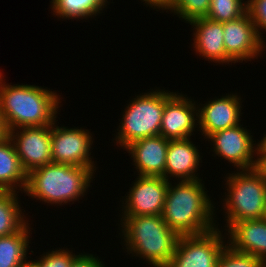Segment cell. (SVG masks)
Segmentation results:
<instances>
[{"instance_id": "1", "label": "cell", "mask_w": 266, "mask_h": 267, "mask_svg": "<svg viewBox=\"0 0 266 267\" xmlns=\"http://www.w3.org/2000/svg\"><path fill=\"white\" fill-rule=\"evenodd\" d=\"M202 181L169 182L162 218L178 236L204 234L218 227L216 205Z\"/></svg>"}, {"instance_id": "2", "label": "cell", "mask_w": 266, "mask_h": 267, "mask_svg": "<svg viewBox=\"0 0 266 267\" xmlns=\"http://www.w3.org/2000/svg\"><path fill=\"white\" fill-rule=\"evenodd\" d=\"M0 78V112L8 131L20 127L49 126L58 115L61 95L48 87L8 84Z\"/></svg>"}, {"instance_id": "3", "label": "cell", "mask_w": 266, "mask_h": 267, "mask_svg": "<svg viewBox=\"0 0 266 267\" xmlns=\"http://www.w3.org/2000/svg\"><path fill=\"white\" fill-rule=\"evenodd\" d=\"M123 250L151 267H166L172 259L179 236L162 215L120 216ZM134 255V256H133Z\"/></svg>"}, {"instance_id": "4", "label": "cell", "mask_w": 266, "mask_h": 267, "mask_svg": "<svg viewBox=\"0 0 266 267\" xmlns=\"http://www.w3.org/2000/svg\"><path fill=\"white\" fill-rule=\"evenodd\" d=\"M95 173L84 166L51 162L27 174L25 195L56 207L85 197ZM68 203V204H67Z\"/></svg>"}, {"instance_id": "5", "label": "cell", "mask_w": 266, "mask_h": 267, "mask_svg": "<svg viewBox=\"0 0 266 267\" xmlns=\"http://www.w3.org/2000/svg\"><path fill=\"white\" fill-rule=\"evenodd\" d=\"M173 93L155 88L147 93L135 95L122 111L115 138L111 139L115 140L113 143L124 150L137 140L160 135L165 101Z\"/></svg>"}, {"instance_id": "6", "label": "cell", "mask_w": 266, "mask_h": 267, "mask_svg": "<svg viewBox=\"0 0 266 267\" xmlns=\"http://www.w3.org/2000/svg\"><path fill=\"white\" fill-rule=\"evenodd\" d=\"M225 173L227 190L222 198L225 229L234 222L262 219L266 203V179L254 168Z\"/></svg>"}, {"instance_id": "7", "label": "cell", "mask_w": 266, "mask_h": 267, "mask_svg": "<svg viewBox=\"0 0 266 267\" xmlns=\"http://www.w3.org/2000/svg\"><path fill=\"white\" fill-rule=\"evenodd\" d=\"M216 227L199 235L179 236L175 252L166 267H216L227 236Z\"/></svg>"}, {"instance_id": "8", "label": "cell", "mask_w": 266, "mask_h": 267, "mask_svg": "<svg viewBox=\"0 0 266 267\" xmlns=\"http://www.w3.org/2000/svg\"><path fill=\"white\" fill-rule=\"evenodd\" d=\"M56 120L52 124L51 154L52 162L90 168L94 173L97 165L90 155L93 148L92 132L82 127L58 126ZM57 124V125H56ZM93 139V140H92Z\"/></svg>"}, {"instance_id": "9", "label": "cell", "mask_w": 266, "mask_h": 267, "mask_svg": "<svg viewBox=\"0 0 266 267\" xmlns=\"http://www.w3.org/2000/svg\"><path fill=\"white\" fill-rule=\"evenodd\" d=\"M250 132L240 123L212 133L207 140L208 143L211 141V151L218 158L222 157L221 160L225 159L237 168L236 170H250L256 168L258 150V143Z\"/></svg>"}, {"instance_id": "10", "label": "cell", "mask_w": 266, "mask_h": 267, "mask_svg": "<svg viewBox=\"0 0 266 267\" xmlns=\"http://www.w3.org/2000/svg\"><path fill=\"white\" fill-rule=\"evenodd\" d=\"M122 201L121 216L162 215L170 181L162 176H136Z\"/></svg>"}, {"instance_id": "11", "label": "cell", "mask_w": 266, "mask_h": 267, "mask_svg": "<svg viewBox=\"0 0 266 267\" xmlns=\"http://www.w3.org/2000/svg\"><path fill=\"white\" fill-rule=\"evenodd\" d=\"M52 125L20 127L8 131L23 169L27 174L52 162Z\"/></svg>"}, {"instance_id": "12", "label": "cell", "mask_w": 266, "mask_h": 267, "mask_svg": "<svg viewBox=\"0 0 266 267\" xmlns=\"http://www.w3.org/2000/svg\"><path fill=\"white\" fill-rule=\"evenodd\" d=\"M223 29L226 54L235 63L258 59L266 48L248 12L235 20L223 22Z\"/></svg>"}, {"instance_id": "13", "label": "cell", "mask_w": 266, "mask_h": 267, "mask_svg": "<svg viewBox=\"0 0 266 267\" xmlns=\"http://www.w3.org/2000/svg\"><path fill=\"white\" fill-rule=\"evenodd\" d=\"M174 92L166 101L160 135L169 140L191 138L198 128L197 101Z\"/></svg>"}, {"instance_id": "14", "label": "cell", "mask_w": 266, "mask_h": 267, "mask_svg": "<svg viewBox=\"0 0 266 267\" xmlns=\"http://www.w3.org/2000/svg\"><path fill=\"white\" fill-rule=\"evenodd\" d=\"M242 99L237 93L215 97L205 104L197 103L198 130L207 139L212 133L234 127L241 122Z\"/></svg>"}, {"instance_id": "15", "label": "cell", "mask_w": 266, "mask_h": 267, "mask_svg": "<svg viewBox=\"0 0 266 267\" xmlns=\"http://www.w3.org/2000/svg\"><path fill=\"white\" fill-rule=\"evenodd\" d=\"M188 24L192 26L191 28L194 27L192 46L197 56L205 58L206 61L214 62L216 65L235 64L226 54L223 23L202 17L194 19Z\"/></svg>"}, {"instance_id": "16", "label": "cell", "mask_w": 266, "mask_h": 267, "mask_svg": "<svg viewBox=\"0 0 266 267\" xmlns=\"http://www.w3.org/2000/svg\"><path fill=\"white\" fill-rule=\"evenodd\" d=\"M169 139L161 135L147 137L129 144L124 150L129 153L139 176H162L165 178Z\"/></svg>"}, {"instance_id": "17", "label": "cell", "mask_w": 266, "mask_h": 267, "mask_svg": "<svg viewBox=\"0 0 266 267\" xmlns=\"http://www.w3.org/2000/svg\"><path fill=\"white\" fill-rule=\"evenodd\" d=\"M197 147L191 138L169 140L165 165L167 181L173 178L177 181L201 179L198 168L202 166L200 163H202L203 156Z\"/></svg>"}, {"instance_id": "18", "label": "cell", "mask_w": 266, "mask_h": 267, "mask_svg": "<svg viewBox=\"0 0 266 267\" xmlns=\"http://www.w3.org/2000/svg\"><path fill=\"white\" fill-rule=\"evenodd\" d=\"M225 234L228 236L227 244L232 248L254 255L266 264V220L252 219L234 222Z\"/></svg>"}, {"instance_id": "19", "label": "cell", "mask_w": 266, "mask_h": 267, "mask_svg": "<svg viewBox=\"0 0 266 267\" xmlns=\"http://www.w3.org/2000/svg\"><path fill=\"white\" fill-rule=\"evenodd\" d=\"M26 184L27 172L21 165L11 138L6 136L0 140V190L24 193Z\"/></svg>"}, {"instance_id": "20", "label": "cell", "mask_w": 266, "mask_h": 267, "mask_svg": "<svg viewBox=\"0 0 266 267\" xmlns=\"http://www.w3.org/2000/svg\"><path fill=\"white\" fill-rule=\"evenodd\" d=\"M17 193L0 190V237L20 232L30 222L26 220Z\"/></svg>"}, {"instance_id": "21", "label": "cell", "mask_w": 266, "mask_h": 267, "mask_svg": "<svg viewBox=\"0 0 266 267\" xmlns=\"http://www.w3.org/2000/svg\"><path fill=\"white\" fill-rule=\"evenodd\" d=\"M28 224L22 231L0 237V267H19L28 259L33 229ZM31 227V228H30Z\"/></svg>"}, {"instance_id": "22", "label": "cell", "mask_w": 266, "mask_h": 267, "mask_svg": "<svg viewBox=\"0 0 266 267\" xmlns=\"http://www.w3.org/2000/svg\"><path fill=\"white\" fill-rule=\"evenodd\" d=\"M110 1V0H109ZM108 0H51L52 15L58 19H89L101 15L109 5ZM107 3V4H106Z\"/></svg>"}, {"instance_id": "23", "label": "cell", "mask_w": 266, "mask_h": 267, "mask_svg": "<svg viewBox=\"0 0 266 267\" xmlns=\"http://www.w3.org/2000/svg\"><path fill=\"white\" fill-rule=\"evenodd\" d=\"M247 12L245 0H210L206 18L217 22H228L243 16Z\"/></svg>"}, {"instance_id": "24", "label": "cell", "mask_w": 266, "mask_h": 267, "mask_svg": "<svg viewBox=\"0 0 266 267\" xmlns=\"http://www.w3.org/2000/svg\"><path fill=\"white\" fill-rule=\"evenodd\" d=\"M210 8V0H172L170 13L177 15L180 20L186 23L190 21L206 17Z\"/></svg>"}, {"instance_id": "25", "label": "cell", "mask_w": 266, "mask_h": 267, "mask_svg": "<svg viewBox=\"0 0 266 267\" xmlns=\"http://www.w3.org/2000/svg\"><path fill=\"white\" fill-rule=\"evenodd\" d=\"M216 267H266V264L260 258L237 251L226 244L218 258Z\"/></svg>"}, {"instance_id": "26", "label": "cell", "mask_w": 266, "mask_h": 267, "mask_svg": "<svg viewBox=\"0 0 266 267\" xmlns=\"http://www.w3.org/2000/svg\"><path fill=\"white\" fill-rule=\"evenodd\" d=\"M55 250V251H54ZM37 260H31L35 267H70L78 256L68 248H56L50 252H44ZM39 259V260H38Z\"/></svg>"}, {"instance_id": "27", "label": "cell", "mask_w": 266, "mask_h": 267, "mask_svg": "<svg viewBox=\"0 0 266 267\" xmlns=\"http://www.w3.org/2000/svg\"><path fill=\"white\" fill-rule=\"evenodd\" d=\"M247 12L256 27L260 39L265 44V38L262 37V34L266 32V0H249L247 2Z\"/></svg>"}, {"instance_id": "28", "label": "cell", "mask_w": 266, "mask_h": 267, "mask_svg": "<svg viewBox=\"0 0 266 267\" xmlns=\"http://www.w3.org/2000/svg\"><path fill=\"white\" fill-rule=\"evenodd\" d=\"M70 267H105L100 258L93 253H80L72 262Z\"/></svg>"}, {"instance_id": "29", "label": "cell", "mask_w": 266, "mask_h": 267, "mask_svg": "<svg viewBox=\"0 0 266 267\" xmlns=\"http://www.w3.org/2000/svg\"><path fill=\"white\" fill-rule=\"evenodd\" d=\"M142 2H145L144 4L146 6H149L153 9H156V11L163 10L169 12L168 10L172 6V0H141ZM158 9V10H157Z\"/></svg>"}, {"instance_id": "30", "label": "cell", "mask_w": 266, "mask_h": 267, "mask_svg": "<svg viewBox=\"0 0 266 267\" xmlns=\"http://www.w3.org/2000/svg\"><path fill=\"white\" fill-rule=\"evenodd\" d=\"M255 169L266 179V154H257Z\"/></svg>"}, {"instance_id": "31", "label": "cell", "mask_w": 266, "mask_h": 267, "mask_svg": "<svg viewBox=\"0 0 266 267\" xmlns=\"http://www.w3.org/2000/svg\"><path fill=\"white\" fill-rule=\"evenodd\" d=\"M6 136H8V130L4 123L3 116L0 112V140L4 139Z\"/></svg>"}, {"instance_id": "32", "label": "cell", "mask_w": 266, "mask_h": 267, "mask_svg": "<svg viewBox=\"0 0 266 267\" xmlns=\"http://www.w3.org/2000/svg\"><path fill=\"white\" fill-rule=\"evenodd\" d=\"M257 154H266V134L260 141L258 140Z\"/></svg>"}, {"instance_id": "33", "label": "cell", "mask_w": 266, "mask_h": 267, "mask_svg": "<svg viewBox=\"0 0 266 267\" xmlns=\"http://www.w3.org/2000/svg\"><path fill=\"white\" fill-rule=\"evenodd\" d=\"M19 267H35V266L31 260H27L23 265H21Z\"/></svg>"}, {"instance_id": "34", "label": "cell", "mask_w": 266, "mask_h": 267, "mask_svg": "<svg viewBox=\"0 0 266 267\" xmlns=\"http://www.w3.org/2000/svg\"><path fill=\"white\" fill-rule=\"evenodd\" d=\"M262 219L266 220V203H265L264 214H263Z\"/></svg>"}]
</instances>
